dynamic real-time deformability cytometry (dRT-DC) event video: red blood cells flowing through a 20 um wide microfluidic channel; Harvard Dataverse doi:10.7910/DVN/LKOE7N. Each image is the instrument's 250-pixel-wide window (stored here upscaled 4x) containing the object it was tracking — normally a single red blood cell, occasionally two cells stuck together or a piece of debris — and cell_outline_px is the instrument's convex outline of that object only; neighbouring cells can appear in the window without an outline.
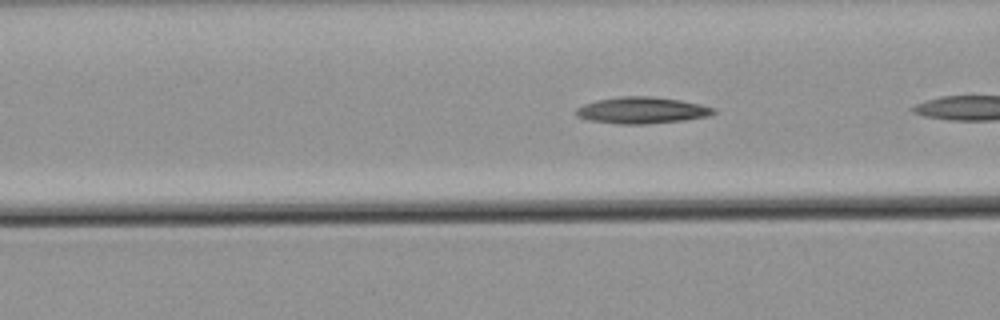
{"species": "common noctule bat (a hibernating species)", "species_latin": "Nyctalus noctula", "temperature_condition": "warm", "stored_images_in_passage": 7, "camera_frame_rate_fps": 3000, "um_per_image_px": 0.085, "animal": {"sex": "male", "body_mass_g": 21.5, "forearm_length_mm": 52.0}, "frame": {"image": 1, "passage_image": 4, "time_ms": 1.0, "image_size_px": [1000, 320], "cell_outline_px": [[716, 112], [708, 116], [684, 120], [648, 124], [620, 124], [588, 120], [576, 116], [576, 108], [584, 104], [596, 100], [620, 96], [652, 96], [680, 100], [700, 104], [716, 108]], "centroid_in_image_um": [54.56, 9.37], "position_along_channel_um": 112.0, "area_um2": 21.33}}